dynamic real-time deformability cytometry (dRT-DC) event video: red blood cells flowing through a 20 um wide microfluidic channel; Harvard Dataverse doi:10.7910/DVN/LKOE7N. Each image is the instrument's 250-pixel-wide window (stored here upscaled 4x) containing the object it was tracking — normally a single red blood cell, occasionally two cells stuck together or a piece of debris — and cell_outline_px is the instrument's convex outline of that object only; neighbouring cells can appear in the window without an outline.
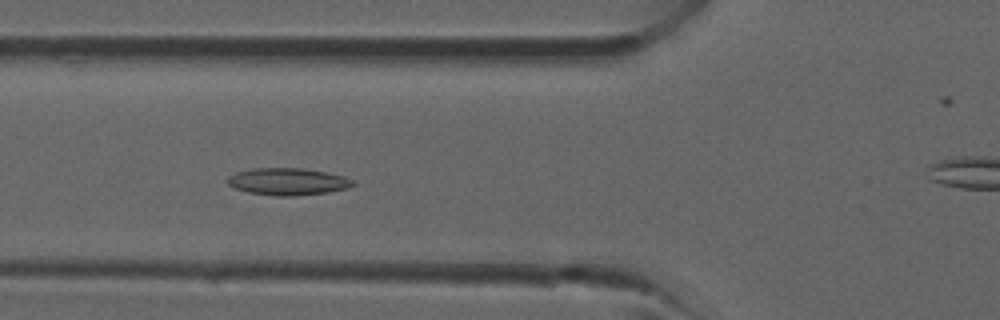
{"species": "common noctule bat (a hibernating species)", "species_latin": "Nyctalus noctula", "temperature_condition": "room temperature", "stored_images_in_passage": 39, "camera_frame_rate_fps": 3000, "um_per_image_px": 0.085, "animal": {"sex": "male", "forearm_length_mm": 52.5}, "frame": {"image": 1, "passage_image": 13, "time_ms": 4.0, "image_size_px": [1000, 320], "cell_outline_px": [[356, 184], [348, 188], [328, 192], [292, 196], [276, 196], [248, 192], [236, 188], [228, 184], [228, 176], [236, 172], [252, 168], [304, 168], [344, 176], [352, 180]], "centroid_in_image_um": [24.46, 15.43], "position_along_channel_um": 101.3, "area_um2": 19.71}}
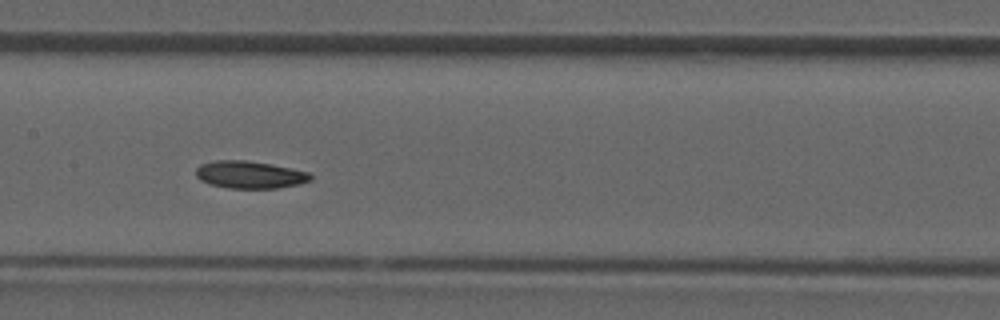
{"frame": {"image": 2, "passage_image": 18, "time_ms": 5.667, "image_size_px": [1000, 320], "cell_outline_px": [[312, 180], [300, 184], [276, 188], [228, 188], [212, 184], [200, 180], [196, 176], [196, 168], [200, 164], [216, 160], [248, 160], [292, 168], [308, 172], [312, 176]], "centroid_in_image_um": [21.24, 14.84], "position_along_channel_um": 186.2, "area_um2": 18.32}}
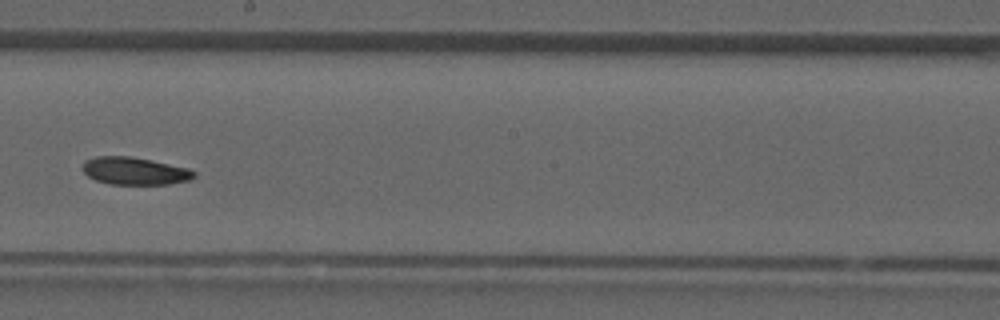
{"frame": {"image": 3, "passage_image": 21, "time_ms": 6.667, "image_size_px": [1000, 320], "cell_outline_px": [[196, 176], [188, 180], [168, 184], [108, 184], [96, 180], [88, 176], [80, 168], [84, 160], [96, 156], [132, 156], [188, 168], [196, 172]], "centroid_in_image_um": [11.4, 14.52], "position_along_channel_um": 236.8, "area_um2": 17.98}}